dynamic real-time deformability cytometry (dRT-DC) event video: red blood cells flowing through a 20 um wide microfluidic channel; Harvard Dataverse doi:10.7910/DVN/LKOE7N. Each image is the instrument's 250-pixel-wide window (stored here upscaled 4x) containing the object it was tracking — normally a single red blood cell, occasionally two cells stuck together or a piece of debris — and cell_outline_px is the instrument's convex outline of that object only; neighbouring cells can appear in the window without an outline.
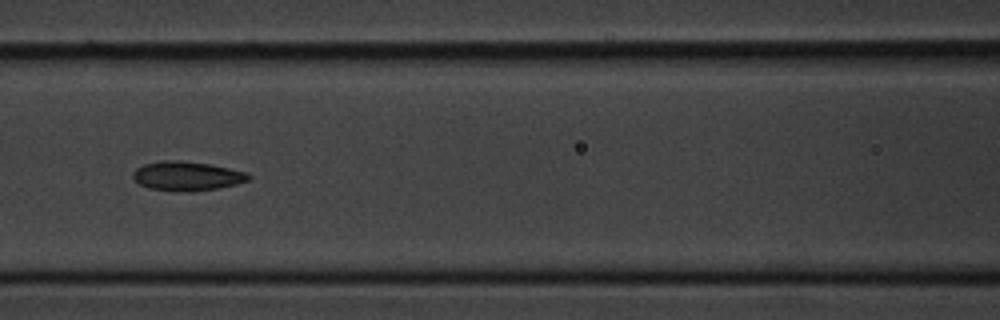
{"species": "common noctule bat (a hibernating species)", "species_latin": "Nyctalus noctula", "temperature_condition": "cold", "stored_images_in_passage": 11, "camera_frame_rate_fps": 3000, "um_per_image_px": 0.085, "animal": {"sex": "male", "body_mass_g": 20.1, "forearm_length_mm": 53.5}, "frame": {"image": 1, "passage_image": 7, "time_ms": 7.667, "image_size_px": [1000, 320], "cell_outline_px": [[252, 176], [248, 180], [236, 184], [220, 188], [192, 192], [172, 192], [148, 188], [140, 184], [132, 176], [132, 172], [136, 168], [144, 164], [164, 160], [176, 160], [208, 164], [248, 172]], "centroid_in_image_um": [15.88, 14.98], "position_along_channel_um": 150.7, "area_um2": 19.88}}
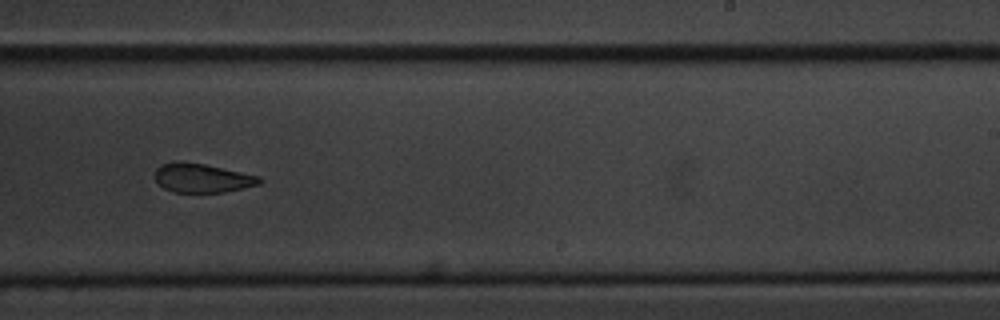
{"frame": {"image": 2, "passage_image": 10, "time_ms": 11.0, "image_size_px": [1000, 320], "cell_outline_px": [[264, 180], [260, 184], [224, 192], [172, 192], [164, 188], [152, 176], [156, 168], [164, 164], [176, 160], [204, 164], [260, 176]], "centroid_in_image_um": [17.16, 15.12], "position_along_channel_um": 271.8, "area_um2": 17.74}}
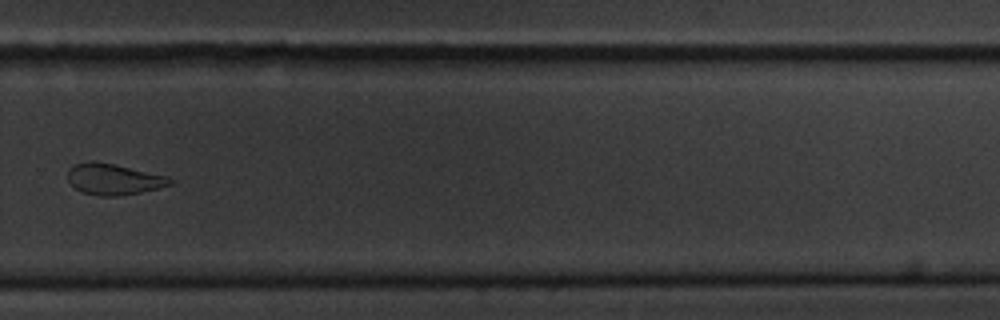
{"frame": {"image": 3, "passage_image": 11, "time_ms": 12.333, "image_size_px": [1000, 320], "cell_outline_px": [[172, 184], [140, 192], [116, 196], [100, 196], [84, 192], [76, 188], [68, 180], [68, 168], [72, 164], [88, 160], [92, 160], [112, 164], [168, 176], [172, 180]], "centroid_in_image_um": [9.61, 15.21], "position_along_channel_um": 320.2, "area_um2": 18.32}}